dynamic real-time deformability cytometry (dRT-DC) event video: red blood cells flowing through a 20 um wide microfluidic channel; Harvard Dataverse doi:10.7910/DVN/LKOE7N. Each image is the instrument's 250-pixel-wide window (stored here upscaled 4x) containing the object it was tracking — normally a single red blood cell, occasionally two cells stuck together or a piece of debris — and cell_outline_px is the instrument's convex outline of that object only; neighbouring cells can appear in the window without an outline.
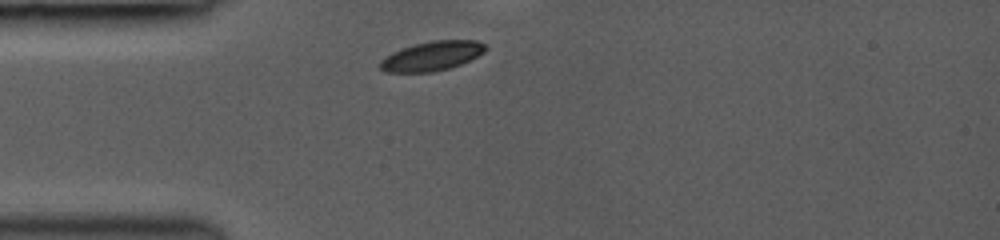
{"species": "common noctule bat (a hibernating species)", "species_latin": "Nyctalus noctula", "temperature_condition": "room temperature", "stored_images_in_passage": 7, "camera_frame_rate_fps": 3000, "um_per_image_px": 0.085, "animal": {"sex": "female", "body_mass_g": 19.0, "forearm_length_mm": 53.3}, "frame": {"image": 1, "passage_image": 1, "time_ms": 0.0, "image_size_px": [1000, 240], "cell_outline_px": [[488, 48], [484, 52], [460, 64], [448, 68], [432, 72], [384, 72], [380, 68], [380, 60], [384, 56], [392, 52], [412, 44], [432, 40], [476, 40], [484, 44]], "centroid_in_image_um": [36.67, 4.75], "position_along_channel_um": 48.3, "area_um2": 18.03}}